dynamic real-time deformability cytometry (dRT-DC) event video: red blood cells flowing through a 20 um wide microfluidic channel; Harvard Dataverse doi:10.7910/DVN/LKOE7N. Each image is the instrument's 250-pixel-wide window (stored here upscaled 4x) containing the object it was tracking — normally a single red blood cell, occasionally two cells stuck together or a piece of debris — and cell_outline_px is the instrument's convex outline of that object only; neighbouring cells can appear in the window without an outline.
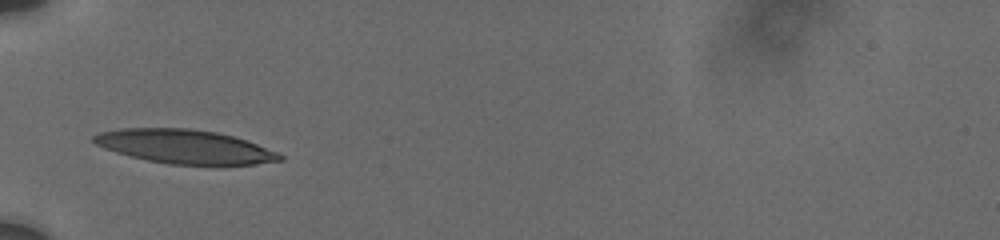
{"species": "human", "species_latin": "Homo sapiens", "temperature_condition": "cold", "stored_images_in_passage": 44, "camera_frame_rate_fps": 3000, "um_per_image_px": 0.085, "donor": {"sex": "male"}, "frame": {"image": 1, "passage_image": 1, "time_ms": 0.0, "image_size_px": [1000, 240], "cell_outline_px": [[284, 160], [256, 164], [168, 164], [148, 160], [116, 152], [104, 148], [96, 144], [92, 140], [92, 136], [96, 132], [120, 128], [188, 128], [216, 132], [232, 136], [256, 144], [276, 152], [284, 156]], "centroid_in_image_um": [15.65, 12.45], "position_along_channel_um": 69.4, "area_um2": 36.41}}
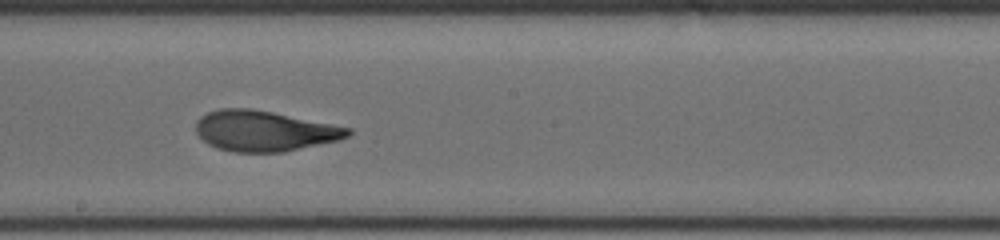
{"frame": {"image": 2, "passage_image": 24, "time_ms": 4.333, "image_size_px": [1000, 240], "cell_outline_px": [[352, 132], [348, 136], [340, 140], [284, 152], [232, 152], [216, 148], [208, 144], [196, 132], [196, 120], [200, 116], [208, 112], [220, 108], [252, 108], [352, 128]], "centroid_in_image_um": [22.45, 11.13], "position_along_channel_um": 225.7, "area_um2": 36.01}}
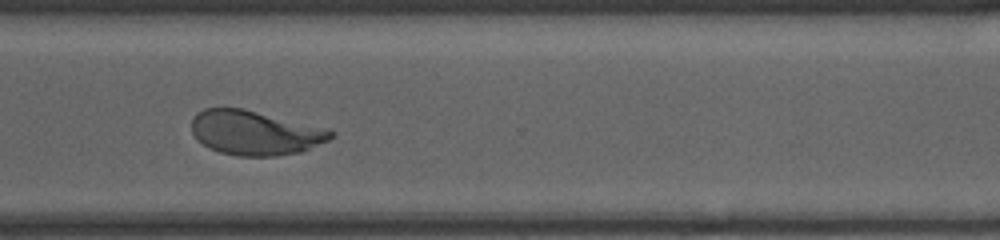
{"frame": {"image": 3, "passage_image": 43, "time_ms": 7.667, "image_size_px": [1000, 240], "cell_outline_px": [[336, 136], [328, 140], [300, 152], [276, 156], [240, 156], [220, 152], [208, 148], [192, 132], [192, 120], [196, 112], [204, 108], [244, 108], [336, 132]], "centroid_in_image_um": [21.64, 11.29], "position_along_channel_um": 349.0, "area_um2": 35.55}}